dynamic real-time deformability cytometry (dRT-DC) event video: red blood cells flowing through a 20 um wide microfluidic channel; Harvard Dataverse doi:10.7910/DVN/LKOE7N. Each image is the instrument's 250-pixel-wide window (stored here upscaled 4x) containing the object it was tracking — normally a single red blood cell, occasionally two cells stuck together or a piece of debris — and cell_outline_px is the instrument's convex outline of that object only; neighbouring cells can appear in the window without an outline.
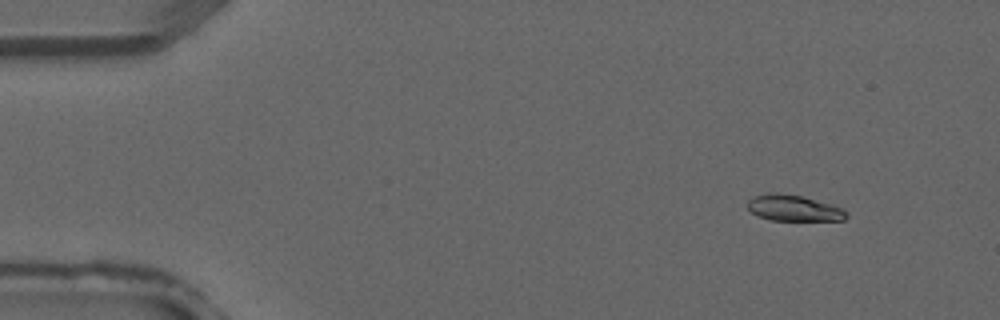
{"species": "common noctule bat (a hibernating species)", "species_latin": "Nyctalus noctula", "temperature_condition": "warm", "stored_images_in_passage": 3, "camera_frame_rate_fps": 3000, "um_per_image_px": 0.085, "animal": {"sex": "male", "forearm_length_mm": 52.5}, "frame": {"image": 1, "passage_image": 1, "time_ms": 0.0, "image_size_px": [1000, 320], "cell_outline_px": [[848, 216], [844, 220], [772, 220], [756, 216], [748, 208], [748, 200], [756, 196], [768, 192], [776, 192], [800, 196], [832, 204], [844, 208], [848, 212]], "centroid_in_image_um": [67.49, 17.69], "position_along_channel_um": 17.5, "area_um2": 15.03}}